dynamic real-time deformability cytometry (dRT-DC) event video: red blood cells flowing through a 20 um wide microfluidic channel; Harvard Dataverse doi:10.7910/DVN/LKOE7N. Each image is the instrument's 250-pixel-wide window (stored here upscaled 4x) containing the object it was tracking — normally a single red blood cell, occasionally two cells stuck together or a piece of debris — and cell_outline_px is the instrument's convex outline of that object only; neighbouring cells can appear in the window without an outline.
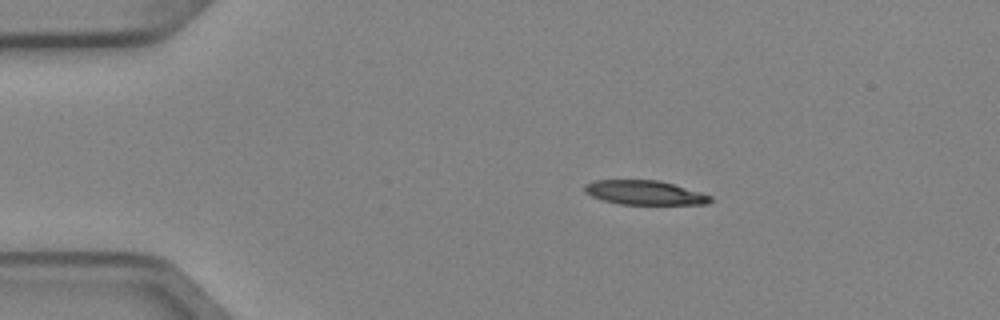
{"species": "Egyptian fruit bat (a non-hibernating species)", "species_latin": "Rousettus aegyptiacus", "temperature_condition": "cold", "stored_images_in_passage": 4, "camera_frame_rate_fps": 3000, "um_per_image_px": 0.085, "animal": {"sex": "female"}, "frame": {"image": 1, "passage_image": 2, "time_ms": 0.333, "image_size_px": [1000, 320], "cell_outline_px": [[712, 200], [708, 204], [620, 204], [604, 200], [592, 196], [584, 192], [584, 184], [592, 180], [656, 180], [672, 184], [700, 192], [712, 196]], "centroid_in_image_um": [54.76, 16.37], "position_along_channel_um": 30.2, "area_um2": 17.63}}
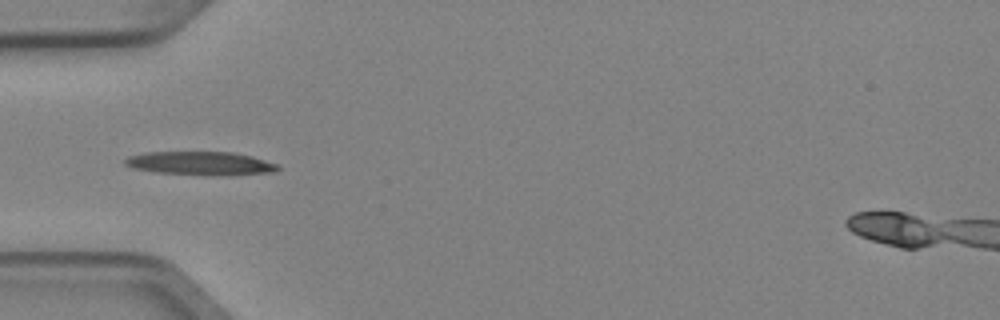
{"frame": {"image": 2, "passage_image": 4, "time_ms": 1.0, "image_size_px": [1000, 320], "cell_outline_px": [[280, 168], [276, 172], [228, 176], [152, 172], [132, 168], [124, 164], [124, 160], [128, 156], [144, 152], [232, 152], [252, 156], [280, 164]], "centroid_in_image_um": [17.09, 13.89], "position_along_channel_um": 67.9, "area_um2": 21.33}}